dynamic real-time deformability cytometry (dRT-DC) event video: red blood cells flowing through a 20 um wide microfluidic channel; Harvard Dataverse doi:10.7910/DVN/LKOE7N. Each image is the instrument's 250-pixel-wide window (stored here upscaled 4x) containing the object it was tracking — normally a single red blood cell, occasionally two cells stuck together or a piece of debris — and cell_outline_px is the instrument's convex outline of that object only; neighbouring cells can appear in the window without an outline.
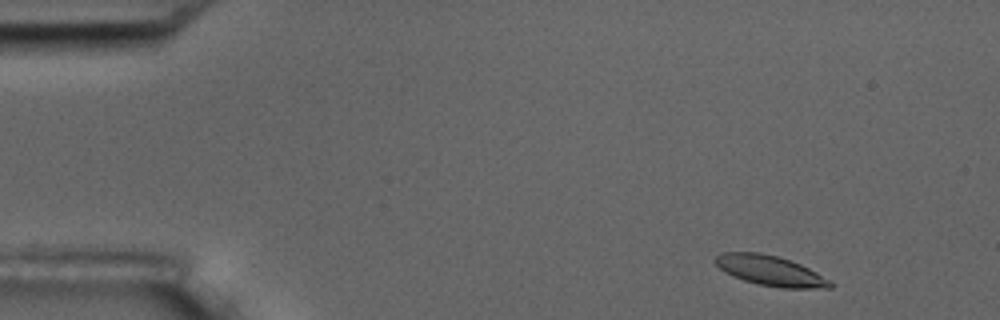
{"species": "common noctule bat (a hibernating species)", "species_latin": "Nyctalus noctula", "temperature_condition": "room temperature", "stored_images_in_passage": 5, "segment_of_instrument_passage": [2, 2], "camera_frame_rate_fps": 3000, "um_per_image_px": 0.085, "animal": {"sex": "male", "body_mass_g": 17.5, "forearm_length_mm": 52.3}, "frame": {"image": 1, "passage_image": 5, "time_ms": 6.333, "image_size_px": [1000, 320], "cell_outline_px": [[836, 284], [832, 288], [780, 288], [760, 284], [744, 280], [732, 276], [720, 268], [716, 264], [716, 256], [720, 252], [760, 252], [776, 256], [800, 264], [832, 280]], "centroid_in_image_um": [65.52, 23.02], "position_along_channel_um": 19.5, "area_um2": 20.11}}